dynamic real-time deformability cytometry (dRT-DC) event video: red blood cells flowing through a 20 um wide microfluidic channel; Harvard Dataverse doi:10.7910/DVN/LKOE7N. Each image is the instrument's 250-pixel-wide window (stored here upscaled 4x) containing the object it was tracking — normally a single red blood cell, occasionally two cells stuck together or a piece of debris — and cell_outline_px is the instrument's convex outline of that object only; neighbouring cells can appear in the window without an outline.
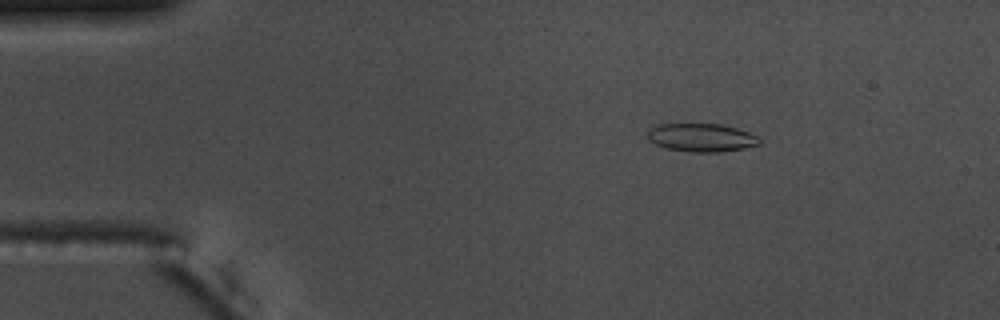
{"species": "common noctule bat (a hibernating species)", "species_latin": "Nyctalus noctula", "temperature_condition": "warm", "stored_images_in_passage": 55, "camera_frame_rate_fps": 3000, "um_per_image_px": 0.085, "animal": {"sex": "male", "body_mass_g": 17.5, "forearm_length_mm": 52.3}, "frame": {"image": 1, "passage_image": 9, "time_ms": 2.667, "image_size_px": [1000, 320], "cell_outline_px": [[760, 144], [744, 148], [720, 152], [692, 152], [668, 148], [656, 144], [648, 140], [648, 132], [652, 128], [660, 124], [720, 124], [736, 128], [760, 136]], "centroid_in_image_um": [59.66, 11.7], "position_along_channel_um": 25.3, "area_um2": 18.26}}
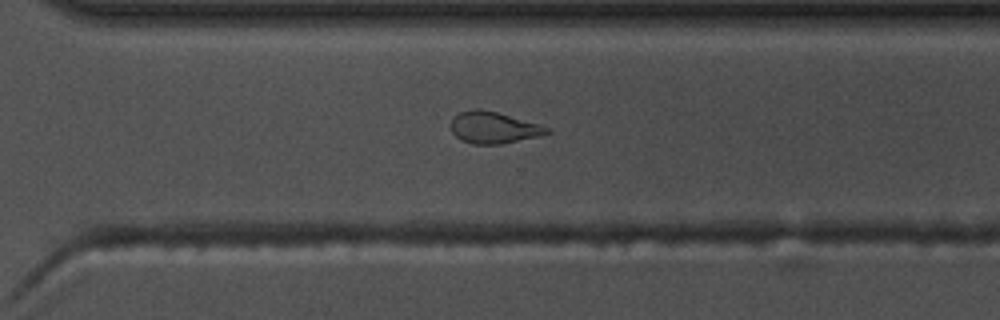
{"frame": {"image": 2, "passage_image": 39, "time_ms": 12.667, "image_size_px": [1000, 320], "cell_outline_px": [[552, 132], [540, 136], [500, 144], [472, 144], [460, 140], [452, 132], [452, 116], [460, 112], [476, 108], [480, 108], [496, 112], [536, 124], [548, 128]], "centroid_in_image_um": [41.91, 10.85], "position_along_channel_um": 328.7, "area_um2": 17.46}}
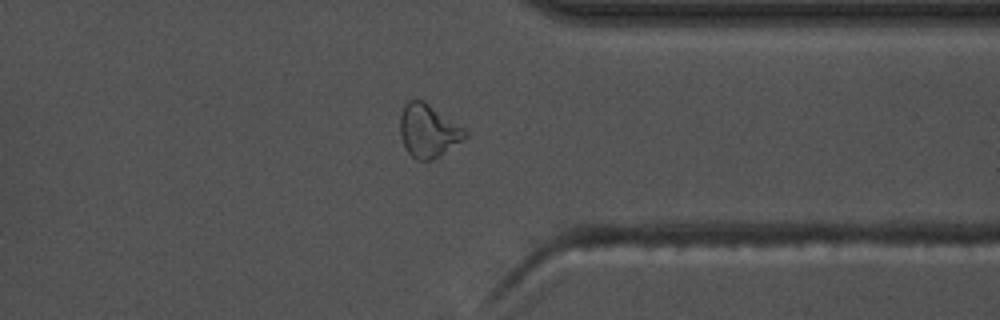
{"frame": {"image": 3, "passage_image": 43, "time_ms": 14.0, "image_size_px": [1000, 320], "cell_outline_px": [[468, 136], [464, 140], [432, 160], [416, 160], [404, 148], [400, 136], [400, 116], [404, 104], [408, 100], [424, 100], [464, 128], [468, 132]], "centroid_in_image_um": [36.39, 11.11], "position_along_channel_um": 375.0, "area_um2": 20.23}, "authors_computed_cell_mechanics": {"area_um2": 18.496, "velocity_mm_per_s": 3.7329, "shape_relaxation_time_tau1_ms": 6.1256, "shape_relaxation_time_tau2_ms": 3.5269, "deformation_change_tau1": 0.1739, "deformation_change_tau2": 0.1067}}